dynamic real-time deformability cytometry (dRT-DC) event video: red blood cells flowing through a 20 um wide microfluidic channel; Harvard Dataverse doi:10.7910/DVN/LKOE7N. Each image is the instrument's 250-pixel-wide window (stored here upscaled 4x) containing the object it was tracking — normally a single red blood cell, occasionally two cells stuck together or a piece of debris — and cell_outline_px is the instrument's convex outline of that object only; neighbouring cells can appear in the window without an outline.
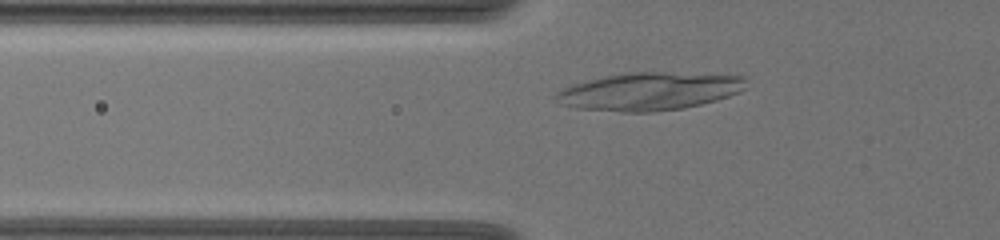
{"species": "common noctule bat (a hibernating species)", "species_latin": "Nyctalus noctula", "temperature_condition": "warm", "stored_images_in_passage": 46, "camera_frame_rate_fps": 3000, "um_per_image_px": 0.085, "animal": {"sex": "female", "body_mass_g": 19.5, "forearm_length_mm": 54.1}, "frame": {"image": 1, "passage_image": 11, "time_ms": 3.333, "image_size_px": [1000, 240], "cell_outline_px": [[744, 88], [728, 96], [716, 100], [684, 108], [656, 112], [624, 112], [576, 108], [560, 104], [552, 96], [560, 88], [572, 84], [620, 72], [664, 72], [744, 76]], "centroid_in_image_um": [55.09, 7.76], "position_along_channel_um": 70.7, "area_um2": 42.02}}
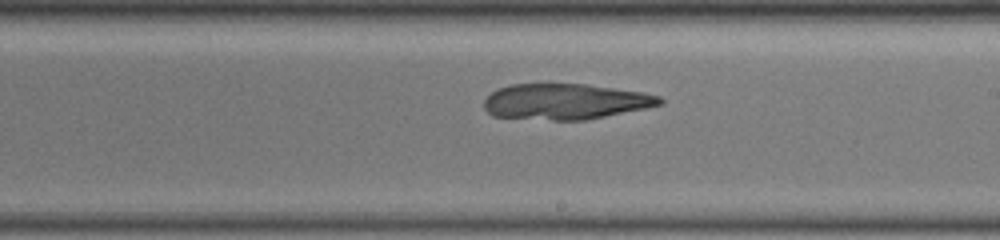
{"frame": {"image": 2, "passage_image": 26, "time_ms": 8.333, "image_size_px": [1000, 240], "cell_outline_px": [[664, 104], [588, 120], [552, 120], [492, 116], [484, 108], [484, 100], [492, 92], [500, 88], [512, 84], [584, 84], [644, 92], [660, 96], [664, 100]], "centroid_in_image_um": [48.08, 8.64], "position_along_channel_um": 240.9, "area_um2": 36.59}}
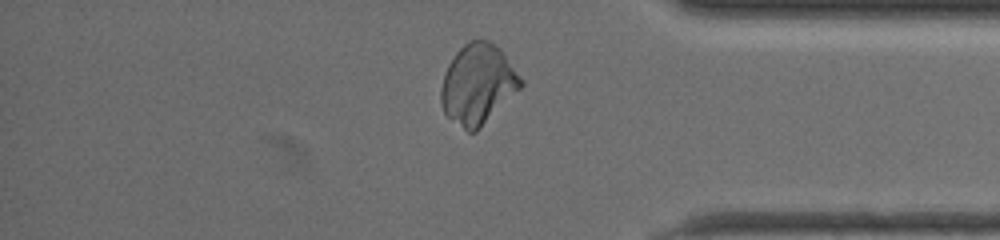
{"frame": {"image": 3, "passage_image": 40, "time_ms": 13.0, "image_size_px": [1000, 240], "cell_outline_px": [[524, 84], [476, 132], [468, 132], [452, 120], [444, 112], [440, 104], [440, 88], [448, 64], [456, 52], [468, 40], [488, 40], [500, 48], [524, 80]], "centroid_in_image_um": [40.61, 7.15], "position_along_channel_um": 394.6, "area_um2": 37.05}}